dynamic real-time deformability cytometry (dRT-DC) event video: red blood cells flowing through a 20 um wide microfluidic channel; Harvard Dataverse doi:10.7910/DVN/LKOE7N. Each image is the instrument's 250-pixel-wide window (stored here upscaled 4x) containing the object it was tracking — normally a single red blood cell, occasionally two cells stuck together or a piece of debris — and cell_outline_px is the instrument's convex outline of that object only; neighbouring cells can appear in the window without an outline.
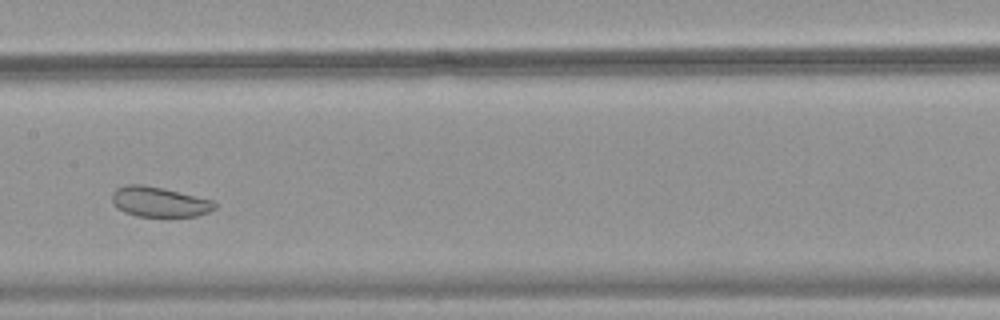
{"species": "common noctule bat (a hibernating species)", "species_latin": "Nyctalus noctula", "temperature_condition": "warm", "stored_images_in_passage": 36, "camera_frame_rate_fps": 3000, "um_per_image_px": 0.085, "animal": {"sex": "female", "body_mass_g": 18.4}, "frame": {"image": 1, "passage_image": 19, "time_ms": 6.0, "image_size_px": [1000, 320], "cell_outline_px": [[216, 208], [208, 212], [196, 216], [136, 216], [124, 212], [116, 208], [112, 200], [112, 192], [116, 188], [124, 184], [144, 184], [164, 188], [212, 200], [216, 204]], "centroid_in_image_um": [13.49, 17.14], "position_along_channel_um": 193.9, "area_um2": 18.09}}
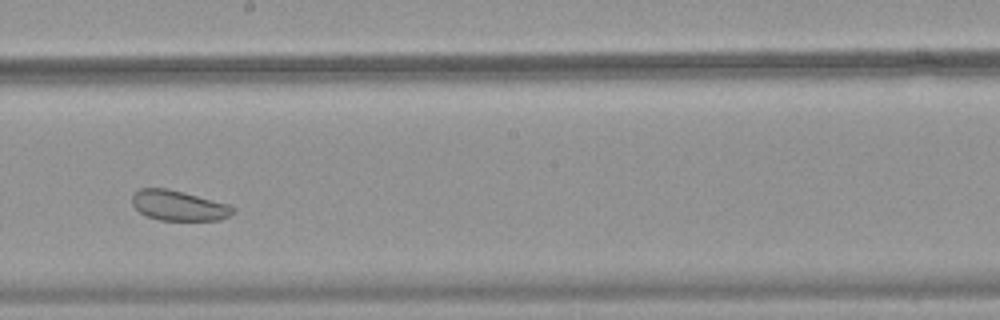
{"frame": {"image": 2, "passage_image": 22, "time_ms": 7.0, "image_size_px": [1000, 320], "cell_outline_px": [[236, 212], [220, 220], [160, 220], [148, 216], [140, 212], [132, 204], [132, 196], [140, 188], [168, 188], [184, 192], [228, 204], [236, 208]], "centroid_in_image_um": [15.21, 17.47], "position_along_channel_um": 233.0, "area_um2": 17.69}}
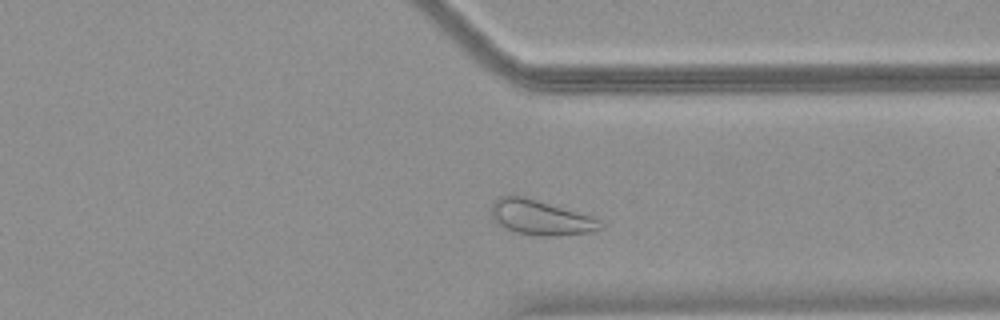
{"frame": {"image": 3, "passage_image": 32, "time_ms": 10.333, "image_size_px": [1000, 320], "cell_outline_px": [[604, 224], [600, 228], [592, 232], [556, 236], [544, 236], [516, 232], [504, 228], [492, 220], [492, 204], [500, 196], [524, 196], [588, 216], [600, 220]], "centroid_in_image_um": [45.92, 18.51], "position_along_channel_um": 365.5, "area_um2": 21.73}}